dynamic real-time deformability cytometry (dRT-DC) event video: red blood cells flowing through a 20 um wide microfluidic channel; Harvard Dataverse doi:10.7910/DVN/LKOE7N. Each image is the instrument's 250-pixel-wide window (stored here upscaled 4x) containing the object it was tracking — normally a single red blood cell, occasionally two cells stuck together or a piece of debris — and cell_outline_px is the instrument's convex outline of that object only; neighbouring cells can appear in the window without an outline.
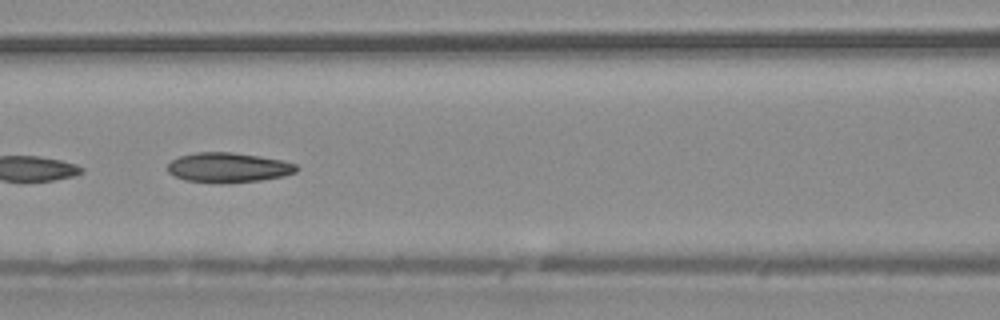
{"species": "common noctule bat (a hibernating species)", "species_latin": "Nyctalus noctula", "temperature_condition": "warm", "stored_images_in_passage": 7, "camera_frame_rate_fps": 3000, "um_per_image_px": 0.085, "animal": {"sex": "male", "body_mass_g": 20.4}, "frame": {"image": 1, "passage_image": 5, "time_ms": 1.333, "image_size_px": [1000, 320], "cell_outline_px": [[300, 168], [296, 172], [284, 176], [260, 180], [184, 180], [168, 172], [168, 164], [172, 160], [180, 156], [196, 152], [232, 152], [260, 156], [284, 160], [296, 164]], "centroid_in_image_um": [19.47, 14.18], "position_along_channel_um": 147.1, "area_um2": 21.5}}
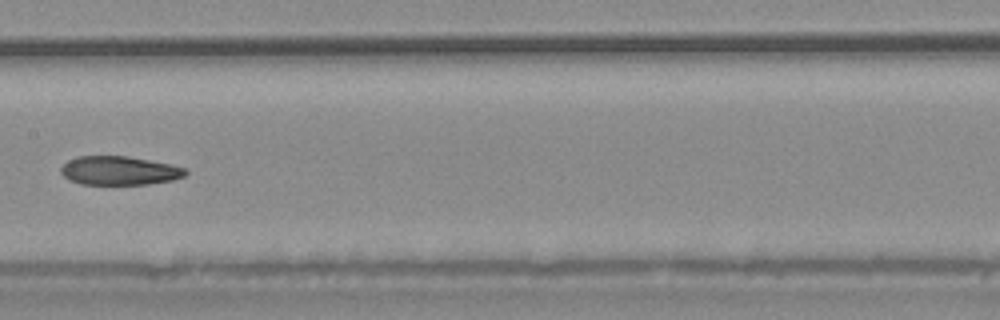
{"frame": {"image": 2, "passage_image": 6, "time_ms": 1.667, "image_size_px": [1000, 320], "cell_outline_px": [[188, 172], [184, 176], [172, 180], [148, 184], [80, 184], [68, 180], [60, 172], [60, 168], [68, 160], [76, 156], [124, 156], [148, 160], [168, 164], [184, 168]], "centroid_in_image_um": [10.09, 14.51], "position_along_channel_um": 197.3, "area_um2": 20.75}}
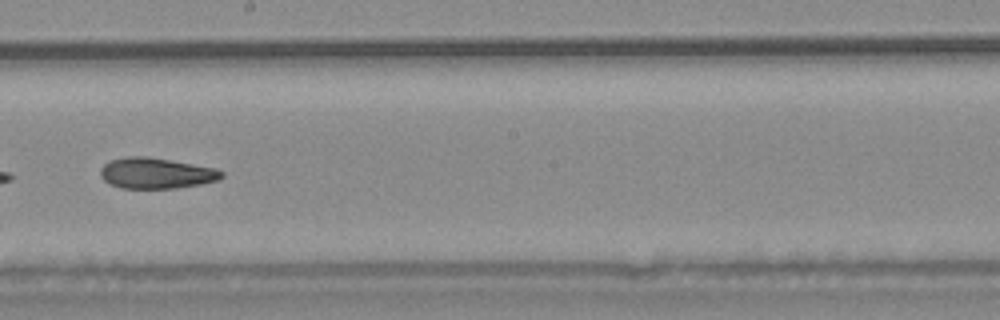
{"frame": {"image": 3, "passage_image": 7, "time_ms": 2.0, "image_size_px": [1000, 320], "cell_outline_px": [[224, 176], [216, 180], [200, 184], [176, 188], [120, 188], [104, 180], [100, 176], [100, 168], [104, 164], [112, 160], [128, 156], [148, 156], [216, 168], [224, 172]], "centroid_in_image_um": [13.27, 14.71], "position_along_channel_um": 234.9, "area_um2": 21.68}}